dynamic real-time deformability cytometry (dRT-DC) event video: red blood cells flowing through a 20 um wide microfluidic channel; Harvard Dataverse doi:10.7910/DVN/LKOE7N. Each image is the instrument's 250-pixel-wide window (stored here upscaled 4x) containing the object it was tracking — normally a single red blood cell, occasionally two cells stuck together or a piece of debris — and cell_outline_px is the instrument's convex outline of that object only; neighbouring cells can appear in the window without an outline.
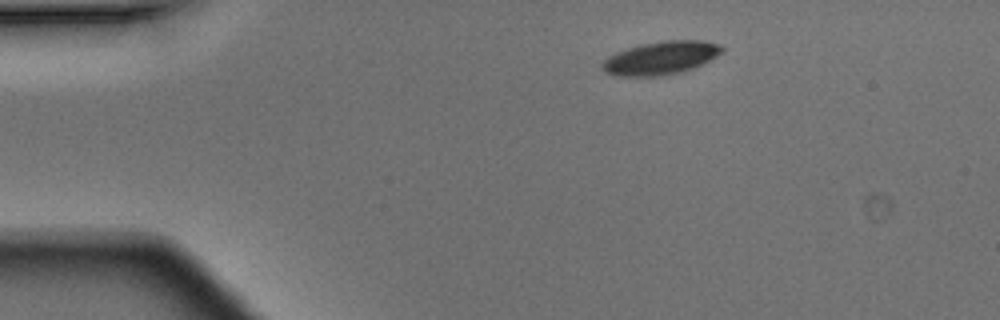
{"species": "Egyptian fruit bat (a non-hibernating species)", "species_latin": "Rousettus aegyptiacus", "temperature_condition": "warm", "stored_images_in_passage": 2, "camera_frame_rate_fps": 3000, "um_per_image_px": 0.085, "animal": {"sex": "male"}, "frame": {"image": 1, "passage_image": 1, "time_ms": 0.0, "image_size_px": [1000, 320], "cell_outline_px": [[724, 52], [692, 68], [680, 72], [660, 76], [616, 76], [604, 72], [600, 68], [600, 64], [608, 56], [616, 52], [640, 44], [664, 40], [704, 40], [720, 44], [724, 48]], "centroid_in_image_um": [56.14, 4.92], "position_along_channel_um": 28.9, "area_um2": 23.29}}